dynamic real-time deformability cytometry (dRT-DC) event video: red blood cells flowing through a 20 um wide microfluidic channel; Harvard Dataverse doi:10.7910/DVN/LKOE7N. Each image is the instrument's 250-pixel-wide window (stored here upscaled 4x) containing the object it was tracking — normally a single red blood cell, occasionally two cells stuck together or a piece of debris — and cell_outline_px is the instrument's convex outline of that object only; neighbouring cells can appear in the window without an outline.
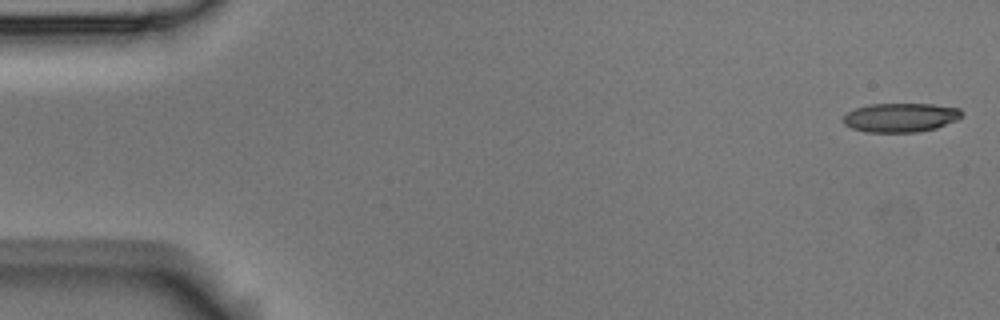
{"species": "Egyptian fruit bat (a non-hibernating species)", "species_latin": "Rousettus aegyptiacus", "temperature_condition": "room temperature", "stored_images_in_passage": 4, "camera_frame_rate_fps": 3000, "um_per_image_px": 0.085, "animal": {"sex": "male"}, "frame": {"image": 1, "passage_image": 1, "time_ms": 0.0, "image_size_px": [1000, 320], "cell_outline_px": [[964, 116], [956, 120], [936, 128], [916, 132], [864, 132], [852, 128], [844, 124], [844, 116], [848, 112], [856, 108], [868, 104], [932, 104], [960, 108], [964, 112]], "centroid_in_image_um": [76.58, 9.98], "position_along_channel_um": 8.4, "area_um2": 20.11}}